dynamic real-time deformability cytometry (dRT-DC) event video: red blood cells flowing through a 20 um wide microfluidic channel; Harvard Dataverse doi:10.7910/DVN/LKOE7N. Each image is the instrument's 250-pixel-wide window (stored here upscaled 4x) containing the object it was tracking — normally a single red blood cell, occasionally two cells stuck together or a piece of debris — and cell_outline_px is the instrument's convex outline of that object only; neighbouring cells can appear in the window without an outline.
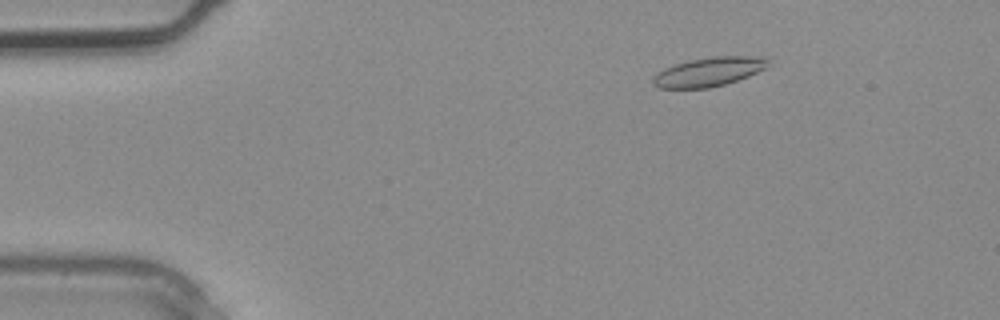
{"species": "common noctule bat (a hibernating species)", "species_latin": "Nyctalus noctula", "temperature_condition": "warm", "stored_images_in_passage": 4, "camera_frame_rate_fps": 3000, "um_per_image_px": 0.085, "animal": {"sex": "male", "body_mass_g": 20.4}, "frame": {"image": 1, "passage_image": 2, "time_ms": 0.333, "image_size_px": [1000, 320], "cell_outline_px": [[768, 68], [748, 76], [724, 84], [708, 88], [660, 88], [652, 84], [652, 76], [664, 68], [688, 60], [712, 56], [764, 56], [768, 60]], "centroid_in_image_um": [60.25, 6.09], "position_along_channel_um": 24.7, "area_um2": 19.59}}